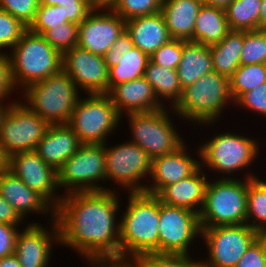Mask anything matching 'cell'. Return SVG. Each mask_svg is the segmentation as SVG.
I'll list each match as a JSON object with an SVG mask.
<instances>
[{
	"mask_svg": "<svg viewBox=\"0 0 266 267\" xmlns=\"http://www.w3.org/2000/svg\"><path fill=\"white\" fill-rule=\"evenodd\" d=\"M201 238L207 247L202 267H235L250 245L260 236L248 224L201 227Z\"/></svg>",
	"mask_w": 266,
	"mask_h": 267,
	"instance_id": "cell-13",
	"label": "cell"
},
{
	"mask_svg": "<svg viewBox=\"0 0 266 267\" xmlns=\"http://www.w3.org/2000/svg\"><path fill=\"white\" fill-rule=\"evenodd\" d=\"M239 109L244 108L256 115L266 117V82L255 89L243 93L234 103Z\"/></svg>",
	"mask_w": 266,
	"mask_h": 267,
	"instance_id": "cell-42",
	"label": "cell"
},
{
	"mask_svg": "<svg viewBox=\"0 0 266 267\" xmlns=\"http://www.w3.org/2000/svg\"><path fill=\"white\" fill-rule=\"evenodd\" d=\"M181 253H145L132 262L135 267H202L201 259Z\"/></svg>",
	"mask_w": 266,
	"mask_h": 267,
	"instance_id": "cell-34",
	"label": "cell"
},
{
	"mask_svg": "<svg viewBox=\"0 0 266 267\" xmlns=\"http://www.w3.org/2000/svg\"><path fill=\"white\" fill-rule=\"evenodd\" d=\"M63 195L71 192L107 191L104 144H81L57 171ZM100 182V184H99Z\"/></svg>",
	"mask_w": 266,
	"mask_h": 267,
	"instance_id": "cell-10",
	"label": "cell"
},
{
	"mask_svg": "<svg viewBox=\"0 0 266 267\" xmlns=\"http://www.w3.org/2000/svg\"><path fill=\"white\" fill-rule=\"evenodd\" d=\"M159 253L190 255V248L201 238L199 215L165 204L159 199Z\"/></svg>",
	"mask_w": 266,
	"mask_h": 267,
	"instance_id": "cell-14",
	"label": "cell"
},
{
	"mask_svg": "<svg viewBox=\"0 0 266 267\" xmlns=\"http://www.w3.org/2000/svg\"><path fill=\"white\" fill-rule=\"evenodd\" d=\"M246 224L260 235H266V180L248 179Z\"/></svg>",
	"mask_w": 266,
	"mask_h": 267,
	"instance_id": "cell-31",
	"label": "cell"
},
{
	"mask_svg": "<svg viewBox=\"0 0 266 267\" xmlns=\"http://www.w3.org/2000/svg\"><path fill=\"white\" fill-rule=\"evenodd\" d=\"M65 0H38V5H46V6H51V5H57L60 6L61 3H63Z\"/></svg>",
	"mask_w": 266,
	"mask_h": 267,
	"instance_id": "cell-54",
	"label": "cell"
},
{
	"mask_svg": "<svg viewBox=\"0 0 266 267\" xmlns=\"http://www.w3.org/2000/svg\"><path fill=\"white\" fill-rule=\"evenodd\" d=\"M234 103L230 79L213 70L183 89L173 110L185 123L195 124L197 128L203 125L205 128L218 124L225 108L230 104L234 107Z\"/></svg>",
	"mask_w": 266,
	"mask_h": 267,
	"instance_id": "cell-3",
	"label": "cell"
},
{
	"mask_svg": "<svg viewBox=\"0 0 266 267\" xmlns=\"http://www.w3.org/2000/svg\"><path fill=\"white\" fill-rule=\"evenodd\" d=\"M14 100H11L8 102L7 101V104L5 103L6 101H0V128H1V124H2V121L4 119V116L6 115V113L8 112V109L10 108L11 106V103L12 101H18L17 98L15 100V98H13Z\"/></svg>",
	"mask_w": 266,
	"mask_h": 267,
	"instance_id": "cell-51",
	"label": "cell"
},
{
	"mask_svg": "<svg viewBox=\"0 0 266 267\" xmlns=\"http://www.w3.org/2000/svg\"><path fill=\"white\" fill-rule=\"evenodd\" d=\"M45 40L62 55L77 46L78 43V24L67 22L47 30L42 35Z\"/></svg>",
	"mask_w": 266,
	"mask_h": 267,
	"instance_id": "cell-37",
	"label": "cell"
},
{
	"mask_svg": "<svg viewBox=\"0 0 266 267\" xmlns=\"http://www.w3.org/2000/svg\"><path fill=\"white\" fill-rule=\"evenodd\" d=\"M243 135H239L237 132L225 131L212 135L208 140H204L203 144L200 143L199 150L202 169L206 172L208 170L207 174L210 171H214L213 173L217 172L219 176L223 175L222 177H217L215 174V178L229 179L238 178L240 176L238 171H245V169L249 168L244 176L245 179L259 177V175L256 176L251 171L250 167L259 158V144L262 143H260V140L257 142L253 137Z\"/></svg>",
	"mask_w": 266,
	"mask_h": 267,
	"instance_id": "cell-4",
	"label": "cell"
},
{
	"mask_svg": "<svg viewBox=\"0 0 266 267\" xmlns=\"http://www.w3.org/2000/svg\"><path fill=\"white\" fill-rule=\"evenodd\" d=\"M182 54L183 40L170 39L150 55L149 60L156 65L176 70L182 58Z\"/></svg>",
	"mask_w": 266,
	"mask_h": 267,
	"instance_id": "cell-40",
	"label": "cell"
},
{
	"mask_svg": "<svg viewBox=\"0 0 266 267\" xmlns=\"http://www.w3.org/2000/svg\"><path fill=\"white\" fill-rule=\"evenodd\" d=\"M235 267H266V236L260 235Z\"/></svg>",
	"mask_w": 266,
	"mask_h": 267,
	"instance_id": "cell-43",
	"label": "cell"
},
{
	"mask_svg": "<svg viewBox=\"0 0 266 267\" xmlns=\"http://www.w3.org/2000/svg\"><path fill=\"white\" fill-rule=\"evenodd\" d=\"M176 71L182 90L213 71L210 46L183 40V54Z\"/></svg>",
	"mask_w": 266,
	"mask_h": 267,
	"instance_id": "cell-27",
	"label": "cell"
},
{
	"mask_svg": "<svg viewBox=\"0 0 266 267\" xmlns=\"http://www.w3.org/2000/svg\"><path fill=\"white\" fill-rule=\"evenodd\" d=\"M260 29H266V0L261 2Z\"/></svg>",
	"mask_w": 266,
	"mask_h": 267,
	"instance_id": "cell-53",
	"label": "cell"
},
{
	"mask_svg": "<svg viewBox=\"0 0 266 267\" xmlns=\"http://www.w3.org/2000/svg\"><path fill=\"white\" fill-rule=\"evenodd\" d=\"M202 0H163L161 13L172 39L193 41L196 17Z\"/></svg>",
	"mask_w": 266,
	"mask_h": 267,
	"instance_id": "cell-26",
	"label": "cell"
},
{
	"mask_svg": "<svg viewBox=\"0 0 266 267\" xmlns=\"http://www.w3.org/2000/svg\"><path fill=\"white\" fill-rule=\"evenodd\" d=\"M27 30L20 20L0 8V54H7L4 50H11Z\"/></svg>",
	"mask_w": 266,
	"mask_h": 267,
	"instance_id": "cell-39",
	"label": "cell"
},
{
	"mask_svg": "<svg viewBox=\"0 0 266 267\" xmlns=\"http://www.w3.org/2000/svg\"><path fill=\"white\" fill-rule=\"evenodd\" d=\"M90 267H135L132 261L122 260H104V261H87ZM92 264V265H91Z\"/></svg>",
	"mask_w": 266,
	"mask_h": 267,
	"instance_id": "cell-48",
	"label": "cell"
},
{
	"mask_svg": "<svg viewBox=\"0 0 266 267\" xmlns=\"http://www.w3.org/2000/svg\"><path fill=\"white\" fill-rule=\"evenodd\" d=\"M209 177L200 167L188 178L166 186L157 196L161 202L200 214Z\"/></svg>",
	"mask_w": 266,
	"mask_h": 267,
	"instance_id": "cell-23",
	"label": "cell"
},
{
	"mask_svg": "<svg viewBox=\"0 0 266 267\" xmlns=\"http://www.w3.org/2000/svg\"><path fill=\"white\" fill-rule=\"evenodd\" d=\"M163 0H115L111 9L125 21L158 13Z\"/></svg>",
	"mask_w": 266,
	"mask_h": 267,
	"instance_id": "cell-36",
	"label": "cell"
},
{
	"mask_svg": "<svg viewBox=\"0 0 266 267\" xmlns=\"http://www.w3.org/2000/svg\"><path fill=\"white\" fill-rule=\"evenodd\" d=\"M0 8L29 27L38 9V0H0Z\"/></svg>",
	"mask_w": 266,
	"mask_h": 267,
	"instance_id": "cell-41",
	"label": "cell"
},
{
	"mask_svg": "<svg viewBox=\"0 0 266 267\" xmlns=\"http://www.w3.org/2000/svg\"><path fill=\"white\" fill-rule=\"evenodd\" d=\"M62 69L85 94L108 93L109 68L104 56L78 46L62 56Z\"/></svg>",
	"mask_w": 266,
	"mask_h": 267,
	"instance_id": "cell-17",
	"label": "cell"
},
{
	"mask_svg": "<svg viewBox=\"0 0 266 267\" xmlns=\"http://www.w3.org/2000/svg\"><path fill=\"white\" fill-rule=\"evenodd\" d=\"M0 223H6L9 225H23L25 222L15 212L12 205L9 204L0 195Z\"/></svg>",
	"mask_w": 266,
	"mask_h": 267,
	"instance_id": "cell-47",
	"label": "cell"
},
{
	"mask_svg": "<svg viewBox=\"0 0 266 267\" xmlns=\"http://www.w3.org/2000/svg\"><path fill=\"white\" fill-rule=\"evenodd\" d=\"M80 93L63 69L21 92L23 102L49 125L69 123Z\"/></svg>",
	"mask_w": 266,
	"mask_h": 267,
	"instance_id": "cell-5",
	"label": "cell"
},
{
	"mask_svg": "<svg viewBox=\"0 0 266 267\" xmlns=\"http://www.w3.org/2000/svg\"><path fill=\"white\" fill-rule=\"evenodd\" d=\"M5 167L31 190L40 194L54 209L58 207L63 193L58 185V174L34 151L19 152L5 160ZM58 193V194H57Z\"/></svg>",
	"mask_w": 266,
	"mask_h": 267,
	"instance_id": "cell-15",
	"label": "cell"
},
{
	"mask_svg": "<svg viewBox=\"0 0 266 267\" xmlns=\"http://www.w3.org/2000/svg\"><path fill=\"white\" fill-rule=\"evenodd\" d=\"M60 6L67 20L78 25L95 9L88 0H65Z\"/></svg>",
	"mask_w": 266,
	"mask_h": 267,
	"instance_id": "cell-45",
	"label": "cell"
},
{
	"mask_svg": "<svg viewBox=\"0 0 266 267\" xmlns=\"http://www.w3.org/2000/svg\"><path fill=\"white\" fill-rule=\"evenodd\" d=\"M187 146L185 142L176 151L152 159L151 182L144 192L158 195L166 186L188 178L201 167L199 144L194 152L199 158L193 157Z\"/></svg>",
	"mask_w": 266,
	"mask_h": 267,
	"instance_id": "cell-19",
	"label": "cell"
},
{
	"mask_svg": "<svg viewBox=\"0 0 266 267\" xmlns=\"http://www.w3.org/2000/svg\"><path fill=\"white\" fill-rule=\"evenodd\" d=\"M12 74L20 93L29 85L62 70V54L42 35L27 30L8 53Z\"/></svg>",
	"mask_w": 266,
	"mask_h": 267,
	"instance_id": "cell-6",
	"label": "cell"
},
{
	"mask_svg": "<svg viewBox=\"0 0 266 267\" xmlns=\"http://www.w3.org/2000/svg\"><path fill=\"white\" fill-rule=\"evenodd\" d=\"M16 89L18 88L12 74L11 59L8 53L0 54V101L9 100L14 92H18Z\"/></svg>",
	"mask_w": 266,
	"mask_h": 267,
	"instance_id": "cell-44",
	"label": "cell"
},
{
	"mask_svg": "<svg viewBox=\"0 0 266 267\" xmlns=\"http://www.w3.org/2000/svg\"><path fill=\"white\" fill-rule=\"evenodd\" d=\"M169 113L173 114V118L177 116L170 107L124 115L128 118L126 121L129 123L132 136L130 137L132 139L128 140L139 145L152 159L176 151L186 141L183 139V134L178 133L176 124H173L170 118L172 114Z\"/></svg>",
	"mask_w": 266,
	"mask_h": 267,
	"instance_id": "cell-8",
	"label": "cell"
},
{
	"mask_svg": "<svg viewBox=\"0 0 266 267\" xmlns=\"http://www.w3.org/2000/svg\"><path fill=\"white\" fill-rule=\"evenodd\" d=\"M230 31L225 9L202 4L195 21L193 42L210 46L220 42Z\"/></svg>",
	"mask_w": 266,
	"mask_h": 267,
	"instance_id": "cell-28",
	"label": "cell"
},
{
	"mask_svg": "<svg viewBox=\"0 0 266 267\" xmlns=\"http://www.w3.org/2000/svg\"><path fill=\"white\" fill-rule=\"evenodd\" d=\"M49 220L50 228L40 221H31L19 230L14 253L22 267H48L50 264L54 246L60 245V237L56 218Z\"/></svg>",
	"mask_w": 266,
	"mask_h": 267,
	"instance_id": "cell-16",
	"label": "cell"
},
{
	"mask_svg": "<svg viewBox=\"0 0 266 267\" xmlns=\"http://www.w3.org/2000/svg\"><path fill=\"white\" fill-rule=\"evenodd\" d=\"M80 96L68 125L81 144H105L119 124L123 125L120 114L107 93Z\"/></svg>",
	"mask_w": 266,
	"mask_h": 267,
	"instance_id": "cell-9",
	"label": "cell"
},
{
	"mask_svg": "<svg viewBox=\"0 0 266 267\" xmlns=\"http://www.w3.org/2000/svg\"><path fill=\"white\" fill-rule=\"evenodd\" d=\"M23 225H9L0 223V258L14 254L16 237L19 227Z\"/></svg>",
	"mask_w": 266,
	"mask_h": 267,
	"instance_id": "cell-46",
	"label": "cell"
},
{
	"mask_svg": "<svg viewBox=\"0 0 266 267\" xmlns=\"http://www.w3.org/2000/svg\"><path fill=\"white\" fill-rule=\"evenodd\" d=\"M67 22L69 21L62 10V6L38 5L34 20L28 30L32 33L43 35L47 30Z\"/></svg>",
	"mask_w": 266,
	"mask_h": 267,
	"instance_id": "cell-38",
	"label": "cell"
},
{
	"mask_svg": "<svg viewBox=\"0 0 266 267\" xmlns=\"http://www.w3.org/2000/svg\"><path fill=\"white\" fill-rule=\"evenodd\" d=\"M49 124L23 100L11 103L0 128V155L5 161L19 152L36 150Z\"/></svg>",
	"mask_w": 266,
	"mask_h": 267,
	"instance_id": "cell-12",
	"label": "cell"
},
{
	"mask_svg": "<svg viewBox=\"0 0 266 267\" xmlns=\"http://www.w3.org/2000/svg\"><path fill=\"white\" fill-rule=\"evenodd\" d=\"M203 4L225 9L232 0H202Z\"/></svg>",
	"mask_w": 266,
	"mask_h": 267,
	"instance_id": "cell-50",
	"label": "cell"
},
{
	"mask_svg": "<svg viewBox=\"0 0 266 267\" xmlns=\"http://www.w3.org/2000/svg\"><path fill=\"white\" fill-rule=\"evenodd\" d=\"M125 30L130 34L134 47L148 56L172 39L161 12L129 19L125 21Z\"/></svg>",
	"mask_w": 266,
	"mask_h": 267,
	"instance_id": "cell-25",
	"label": "cell"
},
{
	"mask_svg": "<svg viewBox=\"0 0 266 267\" xmlns=\"http://www.w3.org/2000/svg\"><path fill=\"white\" fill-rule=\"evenodd\" d=\"M243 179V180H242ZM248 179L215 178L206 187L199 214L201 227L240 225L246 223Z\"/></svg>",
	"mask_w": 266,
	"mask_h": 267,
	"instance_id": "cell-7",
	"label": "cell"
},
{
	"mask_svg": "<svg viewBox=\"0 0 266 267\" xmlns=\"http://www.w3.org/2000/svg\"><path fill=\"white\" fill-rule=\"evenodd\" d=\"M107 94L121 118L124 114L152 112L166 107L144 77L118 84Z\"/></svg>",
	"mask_w": 266,
	"mask_h": 267,
	"instance_id": "cell-22",
	"label": "cell"
},
{
	"mask_svg": "<svg viewBox=\"0 0 266 267\" xmlns=\"http://www.w3.org/2000/svg\"><path fill=\"white\" fill-rule=\"evenodd\" d=\"M144 78L152 85L155 95L164 106L173 108L180 100L183 90L175 69L156 65L149 60Z\"/></svg>",
	"mask_w": 266,
	"mask_h": 267,
	"instance_id": "cell-29",
	"label": "cell"
},
{
	"mask_svg": "<svg viewBox=\"0 0 266 267\" xmlns=\"http://www.w3.org/2000/svg\"><path fill=\"white\" fill-rule=\"evenodd\" d=\"M229 79L235 102L243 93L266 82V64L240 65Z\"/></svg>",
	"mask_w": 266,
	"mask_h": 267,
	"instance_id": "cell-33",
	"label": "cell"
},
{
	"mask_svg": "<svg viewBox=\"0 0 266 267\" xmlns=\"http://www.w3.org/2000/svg\"><path fill=\"white\" fill-rule=\"evenodd\" d=\"M243 31L231 30L220 42L210 45L213 70L230 78L240 66Z\"/></svg>",
	"mask_w": 266,
	"mask_h": 267,
	"instance_id": "cell-30",
	"label": "cell"
},
{
	"mask_svg": "<svg viewBox=\"0 0 266 267\" xmlns=\"http://www.w3.org/2000/svg\"><path fill=\"white\" fill-rule=\"evenodd\" d=\"M108 145L107 141L104 144L106 182L115 181L114 184L119 185L122 192H144L150 182L148 177L151 174L152 158L139 145L129 140ZM147 179L148 183H144Z\"/></svg>",
	"mask_w": 266,
	"mask_h": 267,
	"instance_id": "cell-11",
	"label": "cell"
},
{
	"mask_svg": "<svg viewBox=\"0 0 266 267\" xmlns=\"http://www.w3.org/2000/svg\"><path fill=\"white\" fill-rule=\"evenodd\" d=\"M261 2L262 0H232L225 8L230 30L260 29Z\"/></svg>",
	"mask_w": 266,
	"mask_h": 267,
	"instance_id": "cell-32",
	"label": "cell"
},
{
	"mask_svg": "<svg viewBox=\"0 0 266 267\" xmlns=\"http://www.w3.org/2000/svg\"><path fill=\"white\" fill-rule=\"evenodd\" d=\"M125 30V20L111 8H95L78 25L77 46L104 56Z\"/></svg>",
	"mask_w": 266,
	"mask_h": 267,
	"instance_id": "cell-18",
	"label": "cell"
},
{
	"mask_svg": "<svg viewBox=\"0 0 266 267\" xmlns=\"http://www.w3.org/2000/svg\"><path fill=\"white\" fill-rule=\"evenodd\" d=\"M109 68L108 92L116 85L144 77L149 56L134 47L124 30L104 55Z\"/></svg>",
	"mask_w": 266,
	"mask_h": 267,
	"instance_id": "cell-20",
	"label": "cell"
},
{
	"mask_svg": "<svg viewBox=\"0 0 266 267\" xmlns=\"http://www.w3.org/2000/svg\"><path fill=\"white\" fill-rule=\"evenodd\" d=\"M95 8H110L115 0H88Z\"/></svg>",
	"mask_w": 266,
	"mask_h": 267,
	"instance_id": "cell-52",
	"label": "cell"
},
{
	"mask_svg": "<svg viewBox=\"0 0 266 267\" xmlns=\"http://www.w3.org/2000/svg\"><path fill=\"white\" fill-rule=\"evenodd\" d=\"M116 189L64 194L55 209L60 247L78 252L85 262L120 260L118 215L123 198Z\"/></svg>",
	"mask_w": 266,
	"mask_h": 267,
	"instance_id": "cell-1",
	"label": "cell"
},
{
	"mask_svg": "<svg viewBox=\"0 0 266 267\" xmlns=\"http://www.w3.org/2000/svg\"><path fill=\"white\" fill-rule=\"evenodd\" d=\"M0 267H22L18 257L14 254L0 258Z\"/></svg>",
	"mask_w": 266,
	"mask_h": 267,
	"instance_id": "cell-49",
	"label": "cell"
},
{
	"mask_svg": "<svg viewBox=\"0 0 266 267\" xmlns=\"http://www.w3.org/2000/svg\"><path fill=\"white\" fill-rule=\"evenodd\" d=\"M120 214V260L133 261L145 253H159V198L146 192H128Z\"/></svg>",
	"mask_w": 266,
	"mask_h": 267,
	"instance_id": "cell-2",
	"label": "cell"
},
{
	"mask_svg": "<svg viewBox=\"0 0 266 267\" xmlns=\"http://www.w3.org/2000/svg\"><path fill=\"white\" fill-rule=\"evenodd\" d=\"M0 195L12 205L19 217L27 222L28 215L38 213L42 216L55 217V209L36 191L28 188L5 166L0 170ZM51 214V215H50ZM27 217V219H26Z\"/></svg>",
	"mask_w": 266,
	"mask_h": 267,
	"instance_id": "cell-21",
	"label": "cell"
},
{
	"mask_svg": "<svg viewBox=\"0 0 266 267\" xmlns=\"http://www.w3.org/2000/svg\"><path fill=\"white\" fill-rule=\"evenodd\" d=\"M266 64V29L243 31L240 65Z\"/></svg>",
	"mask_w": 266,
	"mask_h": 267,
	"instance_id": "cell-35",
	"label": "cell"
},
{
	"mask_svg": "<svg viewBox=\"0 0 266 267\" xmlns=\"http://www.w3.org/2000/svg\"><path fill=\"white\" fill-rule=\"evenodd\" d=\"M80 145L78 136L68 124L49 125L35 151L45 163L58 171Z\"/></svg>",
	"mask_w": 266,
	"mask_h": 267,
	"instance_id": "cell-24",
	"label": "cell"
}]
</instances>
